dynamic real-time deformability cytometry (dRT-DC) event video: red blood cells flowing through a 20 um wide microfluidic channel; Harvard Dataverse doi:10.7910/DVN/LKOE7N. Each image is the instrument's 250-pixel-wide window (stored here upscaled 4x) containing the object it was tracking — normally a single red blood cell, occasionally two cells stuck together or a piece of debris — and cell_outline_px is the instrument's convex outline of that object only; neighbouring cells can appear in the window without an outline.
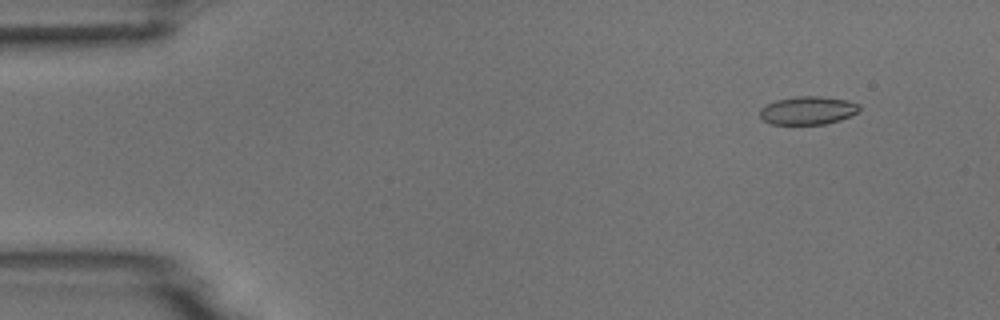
{"species": "common noctule bat (a hibernating species)", "species_latin": "Nyctalus noctula", "temperature_condition": "room temperature", "stored_images_in_passage": 4, "camera_frame_rate_fps": 3000, "um_per_image_px": 0.085, "animal": {"sex": "male", "body_mass_g": 18.8}, "frame": {"image": 1, "passage_image": 1, "time_ms": 0.0, "image_size_px": [1000, 320], "cell_outline_px": [[860, 108], [852, 116], [840, 120], [824, 124], [772, 124], [764, 120], [760, 116], [760, 108], [764, 104], [776, 100], [796, 96], [820, 96], [848, 100], [860, 104]], "centroid_in_image_um": [68.67, 9.38], "position_along_channel_um": 16.3, "area_um2": 16.47}}
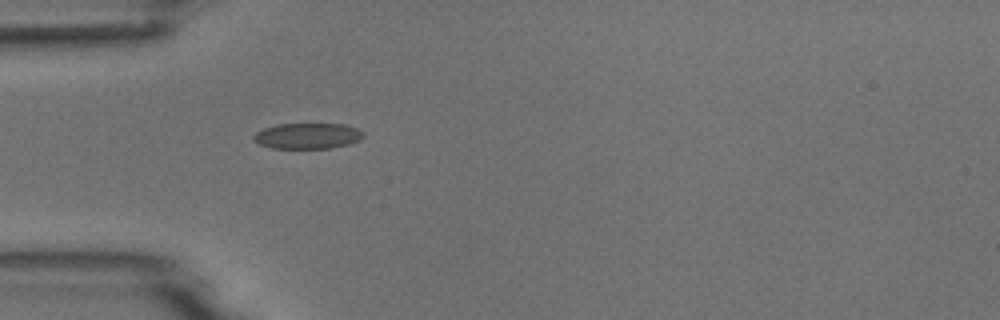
{"frame": {"image": 2, "passage_image": 4, "time_ms": 3.667, "image_size_px": [1000, 320], "cell_outline_px": [[364, 136], [360, 140], [348, 144], [332, 148], [268, 148], [256, 144], [252, 140], [252, 136], [256, 132], [264, 128], [276, 124], [344, 124], [356, 128], [364, 132]], "centroid_in_image_um": [26.1, 11.56], "position_along_channel_um": 58.9, "area_um2": 16.7}}